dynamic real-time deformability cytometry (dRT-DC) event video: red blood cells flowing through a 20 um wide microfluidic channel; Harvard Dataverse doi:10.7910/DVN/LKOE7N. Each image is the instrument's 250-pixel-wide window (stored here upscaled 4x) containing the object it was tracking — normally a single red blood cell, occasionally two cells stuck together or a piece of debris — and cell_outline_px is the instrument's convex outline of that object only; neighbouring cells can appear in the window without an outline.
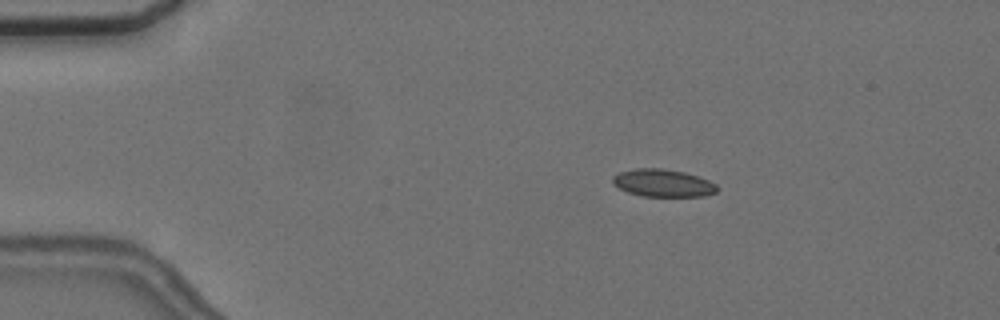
{"species": "common noctule bat (a hibernating species)", "species_latin": "Nyctalus noctula", "temperature_condition": "cold", "stored_images_in_passage": 57, "camera_frame_rate_fps": 3000, "um_per_image_px": 0.085, "animal": {"sex": "female", "body_mass_g": 24.6, "forearm_length_mm": 56.2}, "frame": {"image": 1, "passage_image": 10, "time_ms": 3.0, "image_size_px": [1000, 320], "cell_outline_px": [[716, 192], [704, 196], [640, 196], [628, 192], [612, 184], [612, 176], [620, 172], [636, 168], [664, 168], [684, 172], [708, 180], [716, 184]], "centroid_in_image_um": [56.31, 15.55], "position_along_channel_um": 28.7, "area_um2": 16.7}}
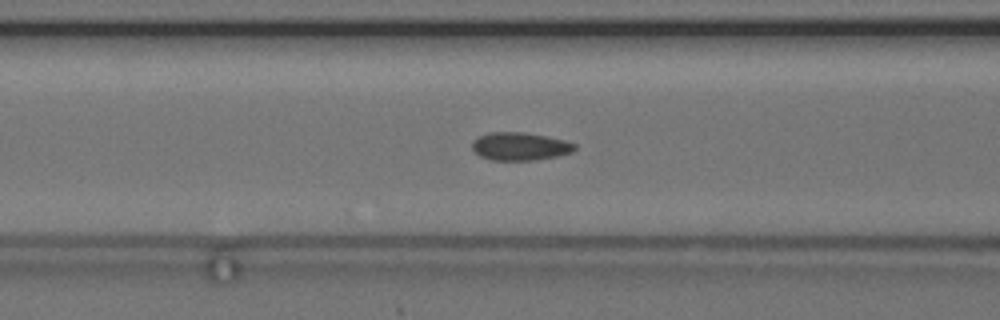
{"frame": {"image": 2, "passage_image": 23, "time_ms": 7.333, "image_size_px": [1000, 320], "cell_outline_px": [[576, 148], [572, 152], [556, 156], [532, 160], [492, 160], [480, 156], [472, 148], [472, 140], [488, 132], [524, 132], [564, 140], [576, 144]], "centroid_in_image_um": [44.18, 12.44], "position_along_channel_um": 122.4, "area_um2": 16.59}}
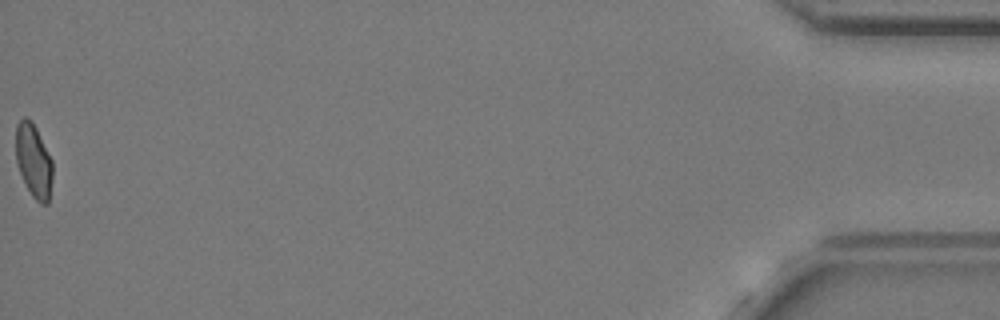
{"frame": {"image": 3, "passage_image": 57, "time_ms": 18.667, "image_size_px": [1000, 320], "cell_outline_px": [[52, 180], [48, 204], [40, 204], [32, 196], [20, 172], [16, 160], [16, 124], [24, 116], [28, 116], [32, 120], [52, 160]], "centroid_in_image_um": [2.86, 13.64], "position_along_channel_um": 432.3, "area_um2": 15.72}, "authors_computed_cell_mechanics": {"area_um2": 16.473, "velocity_mm_per_s": 3.6224, "shape_relaxation_time_tau1_ms": null, "shape_relaxation_time_tau2_ms": 1.397, "deformation_change_tau1": null, "deformation_change_tau2": 0.0444}}